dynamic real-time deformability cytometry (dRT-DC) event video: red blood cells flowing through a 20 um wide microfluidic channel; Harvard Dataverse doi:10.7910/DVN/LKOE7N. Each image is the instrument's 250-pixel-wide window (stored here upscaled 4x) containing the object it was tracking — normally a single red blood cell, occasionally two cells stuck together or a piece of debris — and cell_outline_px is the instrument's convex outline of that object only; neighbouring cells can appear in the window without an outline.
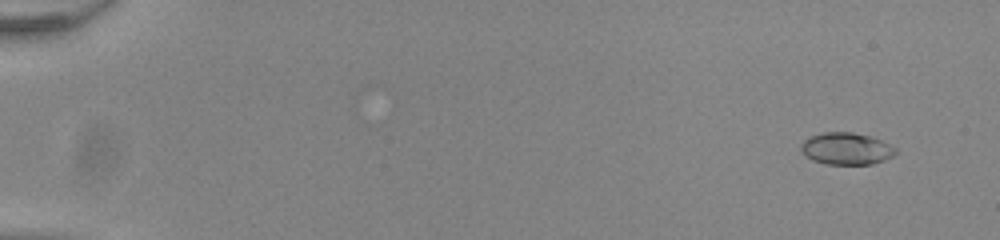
{"species": "common noctule bat (a hibernating species)", "species_latin": "Nyctalus noctula", "temperature_condition": "room temperature", "stored_images_in_passage": 55, "camera_frame_rate_fps": 3000, "um_per_image_px": 0.085, "animal": {"sex": "male", "body_mass_g": 20.0, "forearm_length_mm": 53.3}, "frame": {"image": 1, "passage_image": 4, "time_ms": 1.0, "image_size_px": [1000, 240], "cell_outline_px": [[896, 152], [892, 156], [884, 160], [872, 164], [828, 164], [812, 160], [804, 156], [800, 148], [800, 144], [804, 140], [812, 136], [824, 132], [852, 132], [872, 136], [896, 148]], "centroid_in_image_um": [71.91, 12.63], "position_along_channel_um": 13.1, "area_um2": 17.63}}
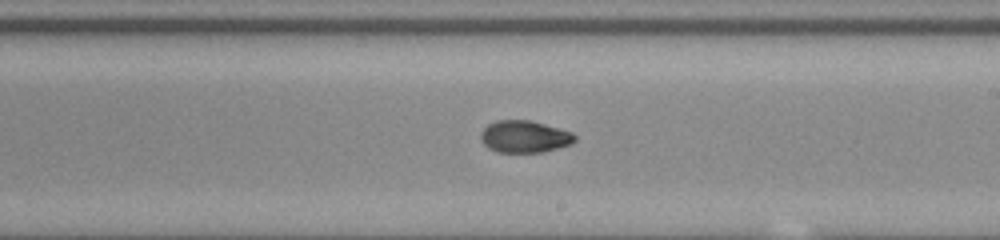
{"frame": {"image": 2, "passage_image": 34, "time_ms": 11.0, "image_size_px": [1000, 240], "cell_outline_px": [[576, 140], [572, 144], [544, 152], [496, 152], [488, 148], [484, 144], [480, 136], [480, 132], [488, 124], [496, 120], [528, 120], [544, 124], [572, 132], [576, 136]], "centroid_in_image_um": [44.58, 11.62], "position_along_channel_um": 244.4, "area_um2": 17.63}}
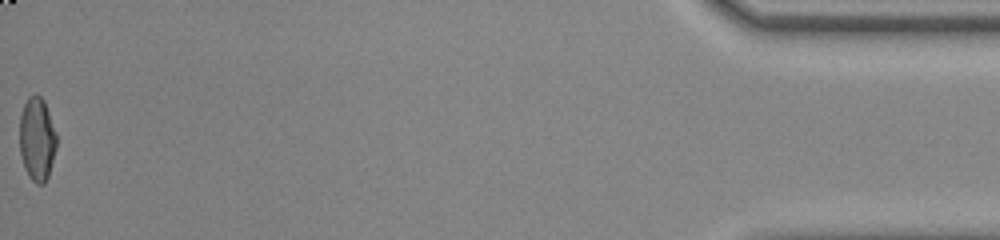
{"frame": {"image": 3, "passage_image": 55, "time_ms": 18.0, "image_size_px": [1000, 240], "cell_outline_px": [[56, 148], [48, 176], [44, 184], [36, 184], [28, 176], [24, 168], [20, 152], [20, 116], [24, 104], [28, 96], [36, 92], [44, 100], [56, 136]], "centroid_in_image_um": [3.13, 11.82], "position_along_channel_um": 432.1, "area_um2": 17.92}, "authors_computed_cell_mechanics": {"area_um2": 17.6868, "velocity_mm_per_s": 3.9077, "shape_relaxation_time_tau1_ms": null, "shape_relaxation_time_tau2_ms": 2.2335, "deformation_change_tau1": null, "deformation_change_tau2": 0.0577}}